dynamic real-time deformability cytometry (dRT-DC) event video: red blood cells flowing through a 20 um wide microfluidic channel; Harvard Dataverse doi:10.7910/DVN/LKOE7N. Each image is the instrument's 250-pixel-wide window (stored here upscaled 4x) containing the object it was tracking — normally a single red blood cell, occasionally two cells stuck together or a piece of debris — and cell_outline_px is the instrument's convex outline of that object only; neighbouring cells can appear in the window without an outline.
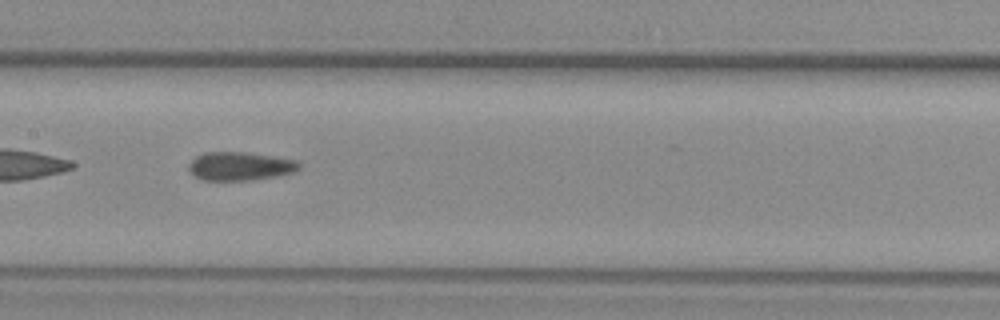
{"species": "common noctule bat (a hibernating species)", "species_latin": "Nyctalus noctula", "temperature_condition": "warm", "stored_images_in_passage": 36, "camera_frame_rate_fps": 3000, "um_per_image_px": 0.085, "animal": {"sex": "female", "body_mass_g": 29.2, "forearm_length_mm": 56.3}, "frame": {"image": 1, "passage_image": 11, "time_ms": 3.333, "image_size_px": [1000, 320], "cell_outline_px": [[300, 168], [292, 172], [276, 176], [252, 180], [200, 180], [188, 168], [188, 164], [196, 156], [204, 152], [248, 152], [296, 160], [300, 164]], "centroid_in_image_um": [20.39, 14.12], "position_along_channel_um": 187.0, "area_um2": 18.26}, "authors_computed_cell_mechanics": {"area_um2": 18.8139, "velocity_mm_per_s": 3.9436, "shape_relaxation_time_tau1_ms": null, "shape_relaxation_time_tau2_ms": 2.6109, "deformation_change_tau1": null, "deformation_change_tau2": 0.1064}}